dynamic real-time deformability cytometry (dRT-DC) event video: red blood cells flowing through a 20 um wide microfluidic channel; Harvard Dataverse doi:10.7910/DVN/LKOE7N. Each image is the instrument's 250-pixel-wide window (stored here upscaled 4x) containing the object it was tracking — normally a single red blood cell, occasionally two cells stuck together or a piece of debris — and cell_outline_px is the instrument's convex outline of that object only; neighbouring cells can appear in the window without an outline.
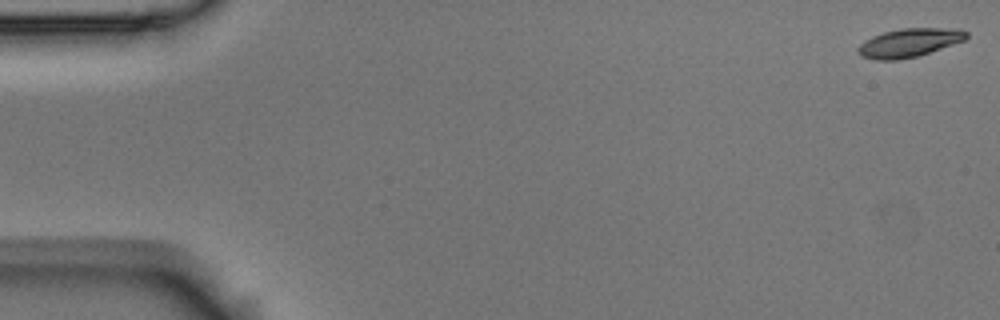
{"species": "Egyptian fruit bat (a non-hibernating species)", "species_latin": "Rousettus aegyptiacus", "temperature_condition": "room temperature", "stored_images_in_passage": 57, "camera_frame_rate_fps": 3000, "um_per_image_px": 0.085, "animal": {"sex": "male"}, "frame": {"image": 1, "passage_image": 1, "time_ms": 0.0, "image_size_px": [1000, 320], "cell_outline_px": [[968, 36], [964, 40], [916, 56], [896, 60], [876, 60], [860, 56], [856, 48], [864, 40], [872, 36], [884, 32], [900, 28], [960, 28], [968, 32]], "centroid_in_image_um": [77.25, 3.62], "position_along_channel_um": 7.8, "area_um2": 17.98}}
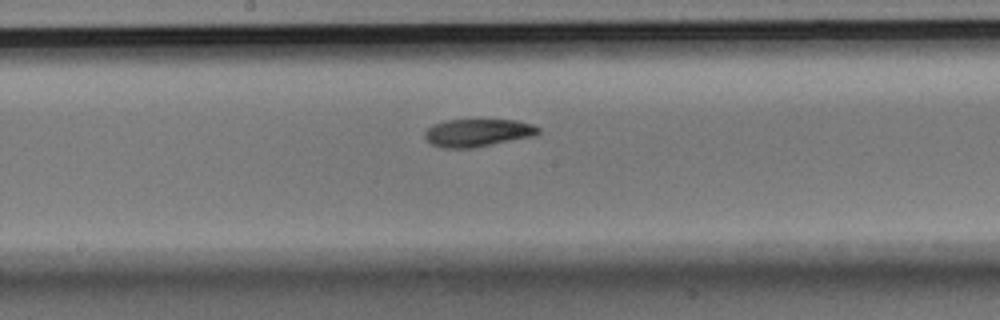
{"frame": {"image": 2, "passage_image": 30, "time_ms": 9.667, "image_size_px": [1000, 320], "cell_outline_px": [[540, 132], [536, 136], [472, 148], [444, 148], [432, 144], [424, 136], [424, 132], [432, 124], [444, 120], [476, 116], [516, 120], [532, 124], [540, 128]], "centroid_in_image_um": [40.62, 11.22], "position_along_channel_um": 207.6, "area_um2": 19.48}}
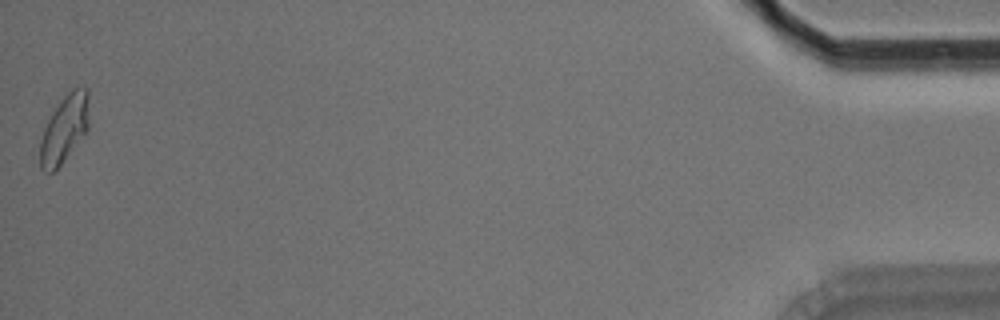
{"frame": {"image": 3, "passage_image": 57, "time_ms": 18.667, "image_size_px": [1000, 320], "cell_outline_px": [[88, 128], [60, 164], [52, 172], [44, 172], [40, 168], [40, 140], [44, 128], [52, 112], [60, 100], [76, 84], [84, 84], [88, 88]], "centroid_in_image_um": [5.47, 10.86], "position_along_channel_um": 429.7, "area_um2": 19.19}, "authors_computed_cell_mechanics": {"area_um2": 18.496, "velocity_mm_per_s": 3.5291, "shape_relaxation_time_tau1_ms": 4.4956, "shape_relaxation_time_tau2_ms": 5.1631, "deformation_change_tau1": 0.1462, "deformation_change_tau2": 0.0977}}